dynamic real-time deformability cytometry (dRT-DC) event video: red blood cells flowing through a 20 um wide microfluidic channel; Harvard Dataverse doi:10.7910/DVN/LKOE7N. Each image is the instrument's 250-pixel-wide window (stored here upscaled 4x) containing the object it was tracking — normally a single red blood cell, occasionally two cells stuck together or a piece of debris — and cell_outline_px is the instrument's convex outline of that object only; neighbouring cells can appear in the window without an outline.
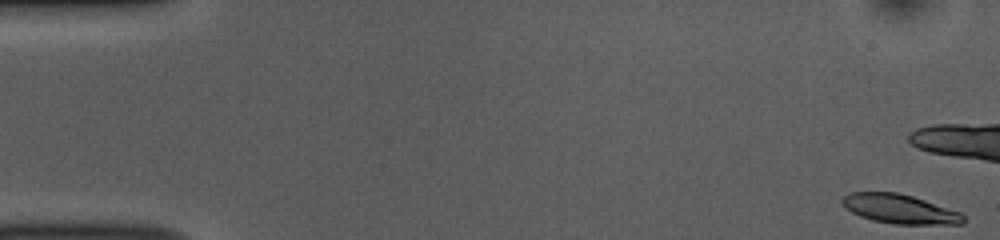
{"species": "common noctule bat (a hibernating species)", "species_latin": "Nyctalus noctula", "temperature_condition": "room temperature", "stored_images_in_passage": 53, "camera_frame_rate_fps": 3000, "um_per_image_px": 0.085, "animal": {"sex": "female", "body_mass_g": 10.0, "forearm_length_mm": 53.1}, "frame": {"image": 1, "passage_image": 1, "time_ms": 0.0, "image_size_px": [1000, 240], "cell_outline_px": [[964, 224], [892, 224], [872, 220], [860, 216], [844, 208], [840, 204], [840, 200], [848, 192], [896, 192], [912, 196], [960, 212], [964, 216]], "centroid_in_image_um": [76.42, 17.76], "position_along_channel_um": 8.6, "area_um2": 20.69}, "authors_computed_cell_mechanics": {"area_um2": 21.7328, "velocity_mm_per_s": 3.8378, "shape_relaxation_time_tau1_ms": 3.5827, "shape_relaxation_time_tau2_ms": null, "deformation_change_tau1": 0.1153, "deformation_change_tau2": null}}